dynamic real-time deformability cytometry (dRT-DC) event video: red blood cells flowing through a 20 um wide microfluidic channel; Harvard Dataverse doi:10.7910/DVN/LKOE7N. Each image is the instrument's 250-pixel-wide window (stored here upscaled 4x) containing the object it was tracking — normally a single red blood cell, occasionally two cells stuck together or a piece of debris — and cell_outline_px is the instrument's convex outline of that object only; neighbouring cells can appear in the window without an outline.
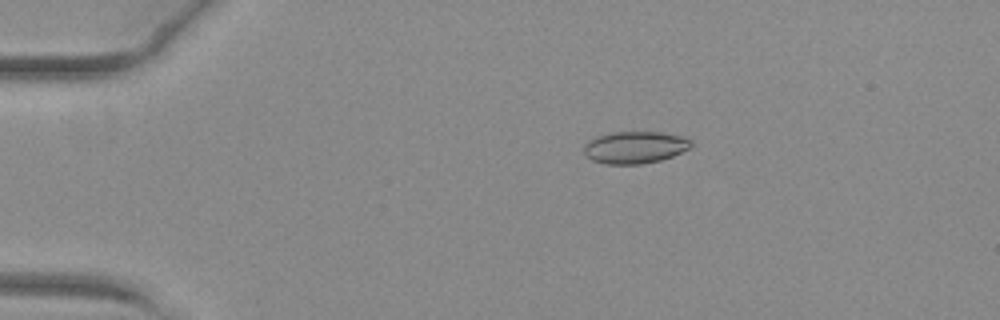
{"species": "common noctule bat (a hibernating species)", "species_latin": "Nyctalus noctula", "temperature_condition": "warm", "stored_images_in_passage": 14, "camera_frame_rate_fps": 3000, "um_per_image_px": 0.085, "animal": {"sex": "female", "body_mass_g": 29.2, "forearm_length_mm": 56.3}, "frame": {"image": 1, "passage_image": 11, "time_ms": 3.333, "image_size_px": [1000, 320], "cell_outline_px": [[692, 144], [688, 148], [672, 156], [660, 160], [640, 164], [604, 164], [592, 160], [584, 152], [584, 144], [588, 140], [596, 136], [612, 132], [660, 132], [684, 136], [692, 140]], "centroid_in_image_um": [53.95, 12.51], "position_along_channel_um": 31.1, "area_um2": 20.06}}